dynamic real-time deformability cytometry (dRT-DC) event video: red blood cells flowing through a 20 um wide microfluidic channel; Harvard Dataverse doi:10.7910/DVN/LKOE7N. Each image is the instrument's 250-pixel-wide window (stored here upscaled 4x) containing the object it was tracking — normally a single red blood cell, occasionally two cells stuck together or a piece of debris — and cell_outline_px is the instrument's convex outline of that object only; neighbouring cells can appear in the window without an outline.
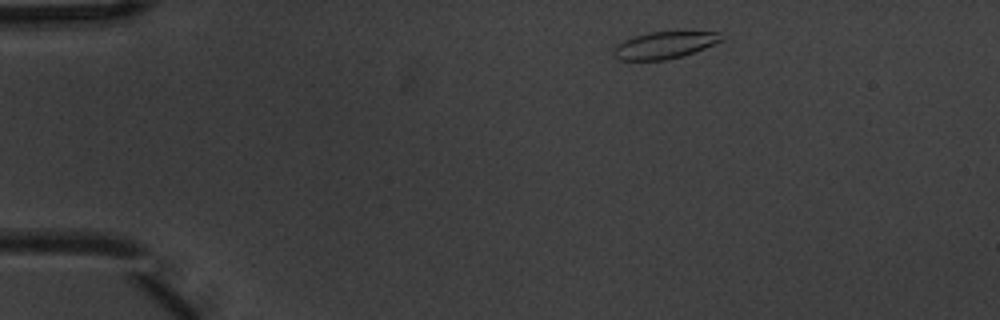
{"species": "common noctule bat (a hibernating species)", "species_latin": "Nyctalus noctula", "temperature_condition": "warm", "stored_images_in_passage": 3, "camera_frame_rate_fps": 3000, "um_per_image_px": 0.085, "animal": {"sex": "male", "body_mass_g": 20.1, "forearm_length_mm": 53.5}, "frame": {"image": 1, "passage_image": 1, "time_ms": 0.0, "image_size_px": [1000, 320], "cell_outline_px": [[728, 36], [724, 40], [704, 48], [680, 56], [664, 60], [616, 60], [612, 56], [612, 48], [616, 44], [624, 40], [648, 32], [720, 32]], "centroid_in_image_um": [56.46, 3.83], "position_along_channel_um": 28.5, "area_um2": 17.05}}